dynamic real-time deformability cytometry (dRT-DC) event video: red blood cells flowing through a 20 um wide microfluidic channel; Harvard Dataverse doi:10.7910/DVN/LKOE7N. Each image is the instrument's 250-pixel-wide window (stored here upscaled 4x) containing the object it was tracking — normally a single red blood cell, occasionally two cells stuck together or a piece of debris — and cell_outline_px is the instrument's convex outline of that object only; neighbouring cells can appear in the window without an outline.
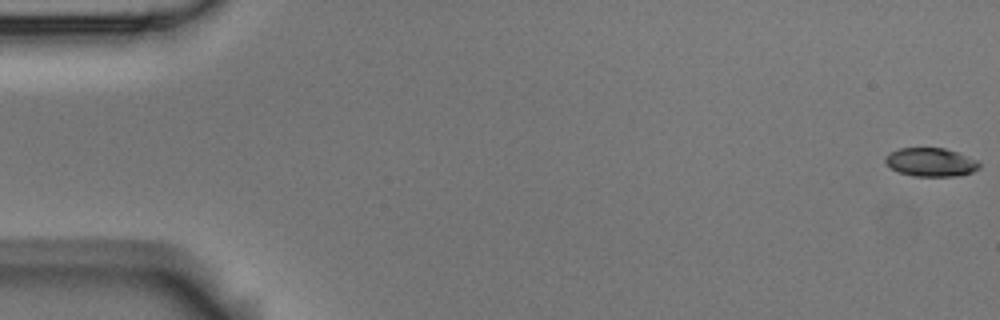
{"species": "Egyptian fruit bat (a non-hibernating species)", "species_latin": "Rousettus aegyptiacus", "temperature_condition": "room temperature", "stored_images_in_passage": 3, "camera_frame_rate_fps": 3000, "um_per_image_px": 0.085, "animal": {"sex": "male"}, "frame": {"image": 1, "passage_image": 1, "time_ms": 0.0, "image_size_px": [1000, 320], "cell_outline_px": [[980, 168], [972, 172], [960, 176], [912, 176], [900, 172], [892, 168], [884, 160], [888, 152], [900, 148], [944, 148], [956, 152], [976, 160], [980, 164]], "centroid_in_image_um": [79.12, 13.79], "position_along_channel_um": 5.9, "area_um2": 15.55}}